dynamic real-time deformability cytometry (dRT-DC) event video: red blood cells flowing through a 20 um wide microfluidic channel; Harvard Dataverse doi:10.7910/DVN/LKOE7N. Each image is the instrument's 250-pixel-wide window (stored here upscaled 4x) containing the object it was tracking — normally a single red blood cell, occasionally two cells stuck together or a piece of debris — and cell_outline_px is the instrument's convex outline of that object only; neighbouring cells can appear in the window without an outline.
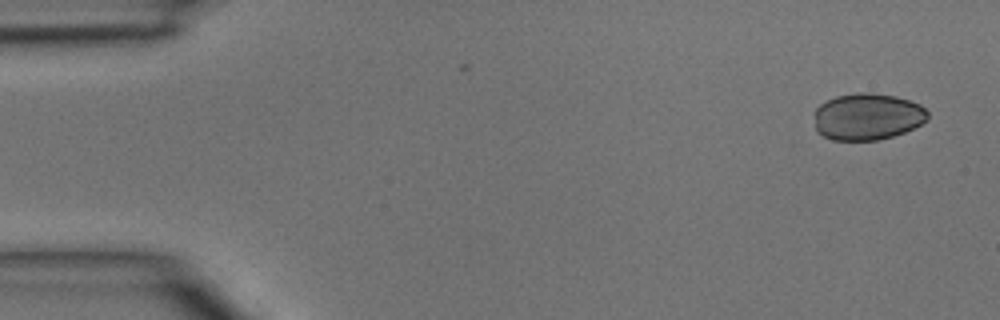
{"species": "common noctule bat (a hibernating species)", "species_latin": "Nyctalus noctula", "temperature_condition": "room temperature", "stored_images_in_passage": 2, "camera_frame_rate_fps": 3000, "um_per_image_px": 0.085, "animal": {"sex": "male", "body_mass_g": 15.6}, "frame": {"image": 1, "passage_image": 2, "time_ms": 0.333, "image_size_px": [1000, 320], "cell_outline_px": [[928, 120], [904, 132], [892, 136], [876, 140], [832, 140], [816, 132], [816, 108], [820, 104], [836, 96], [860, 92], [872, 92], [896, 96], [920, 104], [928, 112]], "centroid_in_image_um": [73.74, 9.91], "position_along_channel_um": 11.3, "area_um2": 30.87}}